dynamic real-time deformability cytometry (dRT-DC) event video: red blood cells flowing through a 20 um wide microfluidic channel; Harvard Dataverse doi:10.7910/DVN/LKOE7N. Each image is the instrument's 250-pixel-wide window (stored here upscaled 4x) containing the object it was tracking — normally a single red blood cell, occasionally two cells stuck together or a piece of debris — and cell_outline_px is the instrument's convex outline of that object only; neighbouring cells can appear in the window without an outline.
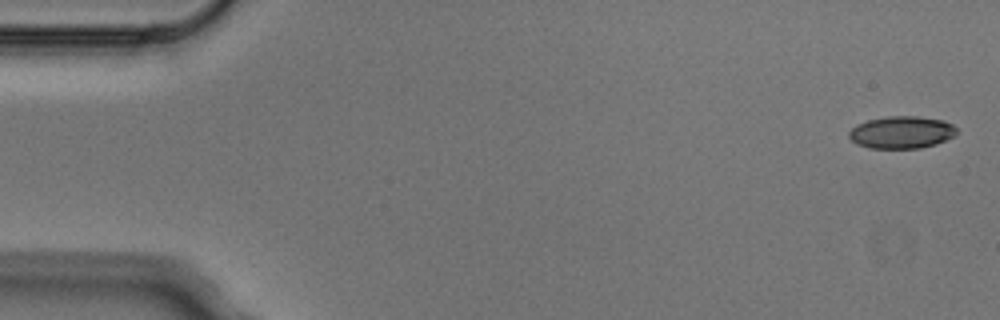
{"species": "Egyptian fruit bat (a non-hibernating species)", "species_latin": "Rousettus aegyptiacus", "temperature_condition": "cold", "stored_images_in_passage": 6, "camera_frame_rate_fps": 3000, "um_per_image_px": 0.085, "animal": {"sex": "male"}, "frame": {"image": 1, "passage_image": 1, "time_ms": 0.0, "image_size_px": [1000, 320], "cell_outline_px": [[956, 132], [952, 136], [936, 144], [920, 148], [868, 148], [856, 144], [848, 136], [848, 132], [856, 124], [868, 120], [884, 116], [920, 116], [944, 120], [952, 124], [956, 128]], "centroid_in_image_um": [76.6, 11.24], "position_along_channel_um": 8.4, "area_um2": 20.35}}
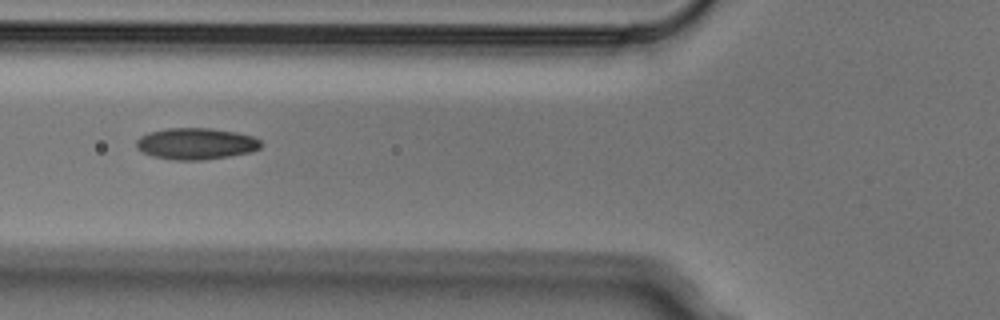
{"frame": {"image": 2, "passage_image": 5, "time_ms": 1.333, "image_size_px": [1000, 320], "cell_outline_px": [[264, 144], [260, 148], [252, 152], [232, 156], [200, 160], [172, 160], [152, 156], [140, 152], [136, 148], [136, 140], [140, 136], [148, 132], [168, 128], [212, 128], [236, 132], [252, 136], [260, 140]], "centroid_in_image_um": [16.65, 12.22], "position_along_channel_um": 109.1, "area_um2": 23.24}}
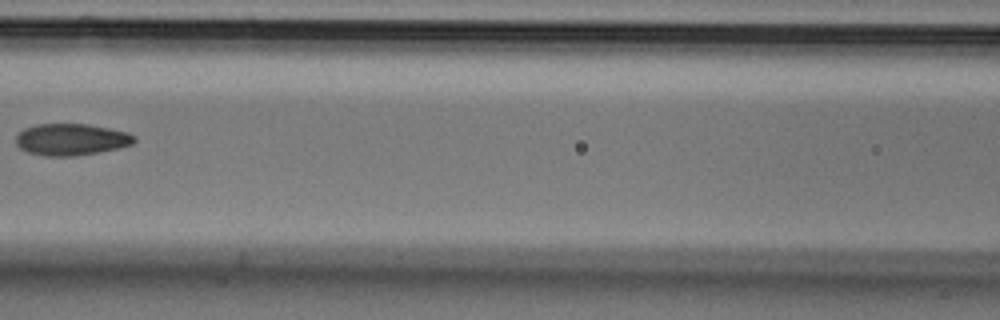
{"frame": {"image": 3, "passage_image": 6, "time_ms": 1.667, "image_size_px": [1000, 320], "cell_outline_px": [[136, 140], [132, 144], [120, 148], [76, 156], [44, 156], [28, 152], [20, 148], [16, 144], [16, 136], [24, 128], [36, 124], [88, 124], [128, 132], [136, 136]], "centroid_in_image_um": [6.06, 11.86], "position_along_channel_um": 160.5, "area_um2": 21.96}}